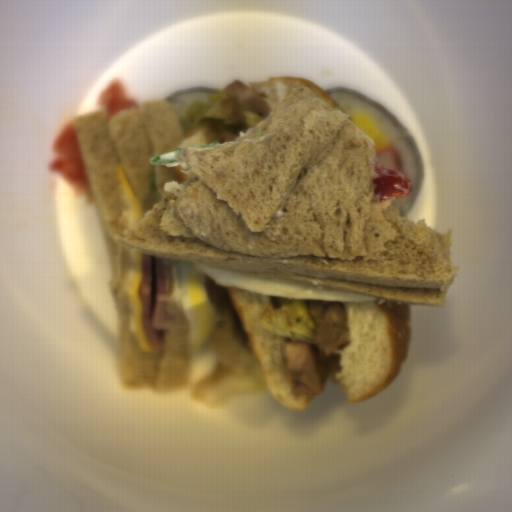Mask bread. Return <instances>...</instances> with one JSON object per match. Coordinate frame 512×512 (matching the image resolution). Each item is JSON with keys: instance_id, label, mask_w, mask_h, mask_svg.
I'll list each match as a JSON object with an SVG mask.
<instances>
[{"instance_id": "8d2b1439", "label": "bread", "mask_w": 512, "mask_h": 512, "mask_svg": "<svg viewBox=\"0 0 512 512\" xmlns=\"http://www.w3.org/2000/svg\"><path fill=\"white\" fill-rule=\"evenodd\" d=\"M187 188L113 238L147 256L444 307L460 267L446 233L375 192L377 150L350 114L294 87L231 142L179 150ZM378 159V158H377Z\"/></svg>"}, {"instance_id": "cb027b5d", "label": "bread", "mask_w": 512, "mask_h": 512, "mask_svg": "<svg viewBox=\"0 0 512 512\" xmlns=\"http://www.w3.org/2000/svg\"><path fill=\"white\" fill-rule=\"evenodd\" d=\"M89 192L108 253L113 276L109 291L114 307L118 370L124 391L149 387L159 395L190 389L194 402L217 409L232 396L265 389L266 378L260 362L237 341L235 323L224 286L207 273L204 287L214 305L215 322L209 336L211 348L220 357L217 370L197 385L190 384V340L188 319L173 295V259L163 257L167 288L166 319L174 324L156 330L163 350L142 353L130 330L131 313L125 282L130 268V249L120 247L114 237L128 229L129 209L122 198L119 165L128 185L143 201V211L171 192L167 181L184 183L188 178L182 165H153L150 158L174 149L186 140L173 106L168 100L152 99L123 109L107 121L102 110L76 115L71 121ZM156 180L158 197L147 185Z\"/></svg>"}, {"instance_id": "b6be36c0", "label": "bread", "mask_w": 512, "mask_h": 512, "mask_svg": "<svg viewBox=\"0 0 512 512\" xmlns=\"http://www.w3.org/2000/svg\"><path fill=\"white\" fill-rule=\"evenodd\" d=\"M341 304L350 328L331 378L354 405L389 389L402 372L412 341L414 305L380 298Z\"/></svg>"}, {"instance_id": "2504dc21", "label": "bread", "mask_w": 512, "mask_h": 512, "mask_svg": "<svg viewBox=\"0 0 512 512\" xmlns=\"http://www.w3.org/2000/svg\"><path fill=\"white\" fill-rule=\"evenodd\" d=\"M246 336L253 357L259 362L266 387L279 405L304 411L314 394L290 376L282 339L259 324L272 308L271 295L224 286Z\"/></svg>"}, {"instance_id": "c6332bfd", "label": "bread", "mask_w": 512, "mask_h": 512, "mask_svg": "<svg viewBox=\"0 0 512 512\" xmlns=\"http://www.w3.org/2000/svg\"><path fill=\"white\" fill-rule=\"evenodd\" d=\"M250 86L274 109L282 103L287 95L295 87H308L312 90L318 98L325 104L337 109L341 112L342 109L336 103V101L318 86H316L309 79H305L298 76H279L269 78L262 82L249 81ZM344 113V112H343Z\"/></svg>"}, {"instance_id": "23157a8e", "label": "bread", "mask_w": 512, "mask_h": 512, "mask_svg": "<svg viewBox=\"0 0 512 512\" xmlns=\"http://www.w3.org/2000/svg\"><path fill=\"white\" fill-rule=\"evenodd\" d=\"M185 140L179 145L183 148H198L192 147L195 145H203L212 143L214 140L204 131L202 127H195L190 129L185 135Z\"/></svg>"}]
</instances>
